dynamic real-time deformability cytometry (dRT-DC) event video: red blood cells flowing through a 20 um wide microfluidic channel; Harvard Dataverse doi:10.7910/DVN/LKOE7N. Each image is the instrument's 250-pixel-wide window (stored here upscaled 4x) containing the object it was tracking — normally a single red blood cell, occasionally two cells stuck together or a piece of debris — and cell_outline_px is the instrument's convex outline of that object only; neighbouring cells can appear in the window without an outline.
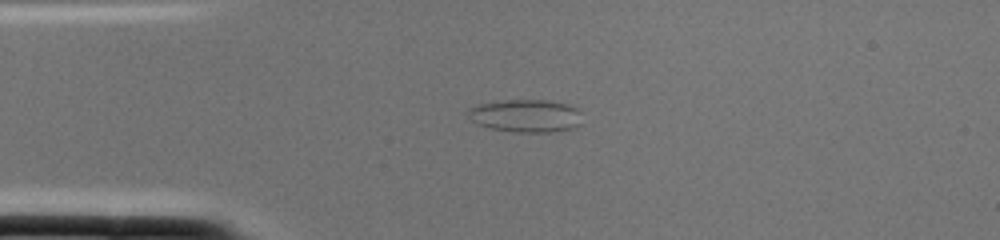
{"species": "common noctule bat (a hibernating species)", "species_latin": "Nyctalus noctula", "temperature_condition": "cold", "stored_images_in_passage": 1, "camera_frame_rate_fps": 3000, "um_per_image_px": 0.085, "animal": {"sex": "female", "body_mass_g": 22.0, "forearm_length_mm": 56.7}, "frame": {"image": 1, "passage_image": 1, "time_ms": 0.0, "image_size_px": [1000, 240], "cell_outline_px": [[580, 124], [572, 128], [552, 132], [512, 132], [488, 128], [476, 124], [464, 112], [468, 108], [480, 104], [504, 100], [544, 100], [568, 104], [576, 108], [580, 112]], "centroid_in_image_um": [44.64, 9.85], "position_along_channel_um": 40.4, "area_um2": 21.96}}